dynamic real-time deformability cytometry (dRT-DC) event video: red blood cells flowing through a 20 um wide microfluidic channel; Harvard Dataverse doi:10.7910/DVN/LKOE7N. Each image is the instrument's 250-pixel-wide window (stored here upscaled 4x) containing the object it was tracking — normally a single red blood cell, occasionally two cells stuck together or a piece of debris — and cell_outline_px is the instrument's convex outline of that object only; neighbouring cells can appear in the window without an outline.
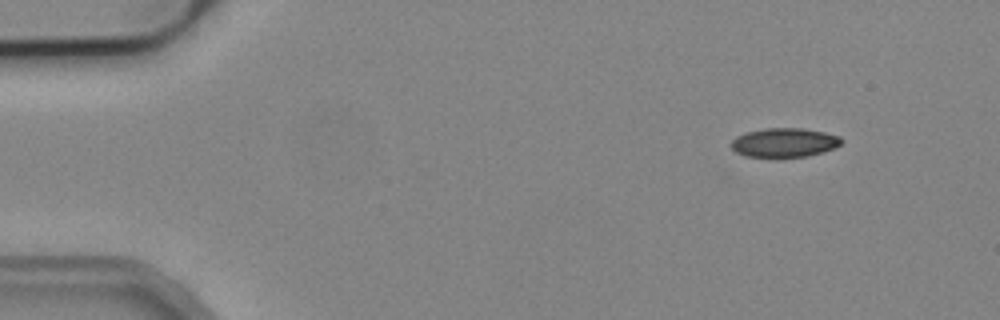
{"species": "common noctule bat (a hibernating species)", "species_latin": "Nyctalus noctula", "temperature_condition": "cold", "stored_images_in_passage": 5, "camera_frame_rate_fps": 3000, "um_per_image_px": 0.085, "animal": {"sex": "male", "body_mass_g": 19.2, "forearm_length_mm": 51.8}, "frame": {"image": 1, "passage_image": 1, "time_ms": 0.0, "image_size_px": [1000, 320], "cell_outline_px": [[844, 140], [836, 148], [824, 152], [808, 156], [744, 156], [736, 152], [728, 144], [736, 136], [748, 132], [764, 128], [800, 128], [824, 132], [840, 136]], "centroid_in_image_um": [66.68, 12.11], "position_along_channel_um": 18.3, "area_um2": 18.67}}
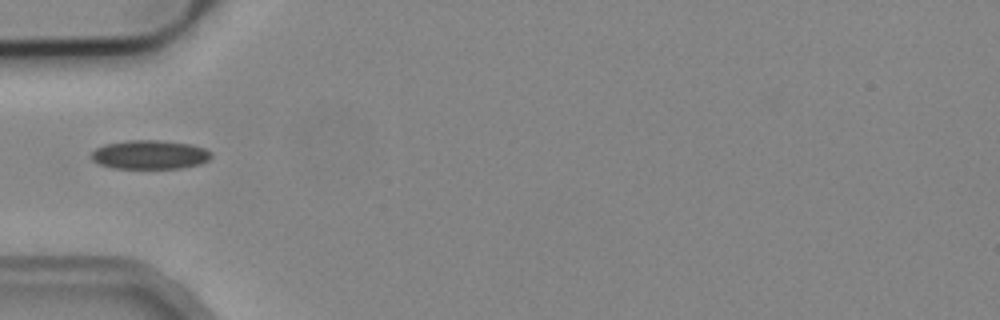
{"frame": {"image": 2, "passage_image": 4, "time_ms": 4.0, "image_size_px": [1000, 320], "cell_outline_px": [[212, 156], [208, 160], [200, 164], [180, 168], [112, 168], [100, 164], [92, 160], [88, 156], [96, 148], [104, 144], [128, 140], [160, 140], [192, 144], [204, 148], [212, 152]], "centroid_in_image_um": [12.72, 13.14], "position_along_channel_um": 72.3, "area_um2": 20.4}}